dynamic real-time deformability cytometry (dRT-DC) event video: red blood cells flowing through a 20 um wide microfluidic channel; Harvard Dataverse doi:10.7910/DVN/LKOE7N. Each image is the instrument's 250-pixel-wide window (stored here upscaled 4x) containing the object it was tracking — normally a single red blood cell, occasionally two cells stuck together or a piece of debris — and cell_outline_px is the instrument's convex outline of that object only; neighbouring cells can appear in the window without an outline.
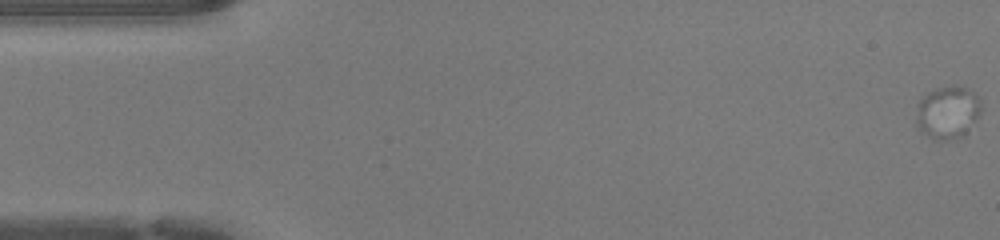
{"species": "human", "species_latin": "Homo sapiens", "temperature_condition": "warm", "stored_images_in_passage": 16, "camera_frame_rate_fps": 3000, "um_per_image_px": 0.085, "donor": {"sex": "female"}, "frame": {"image": 1, "passage_image": 1, "time_ms": 0.0, "image_size_px": [1000, 240], "cell_outline_px": [[980, 112], [976, 120], [964, 136], [948, 140], [936, 140], [920, 132], [916, 124], [916, 104], [920, 96], [928, 92], [952, 84], [960, 84], [968, 88], [980, 100]], "centroid_in_image_um": [80.51, 9.54], "position_along_channel_um": 4.5, "area_um2": 20.4}}